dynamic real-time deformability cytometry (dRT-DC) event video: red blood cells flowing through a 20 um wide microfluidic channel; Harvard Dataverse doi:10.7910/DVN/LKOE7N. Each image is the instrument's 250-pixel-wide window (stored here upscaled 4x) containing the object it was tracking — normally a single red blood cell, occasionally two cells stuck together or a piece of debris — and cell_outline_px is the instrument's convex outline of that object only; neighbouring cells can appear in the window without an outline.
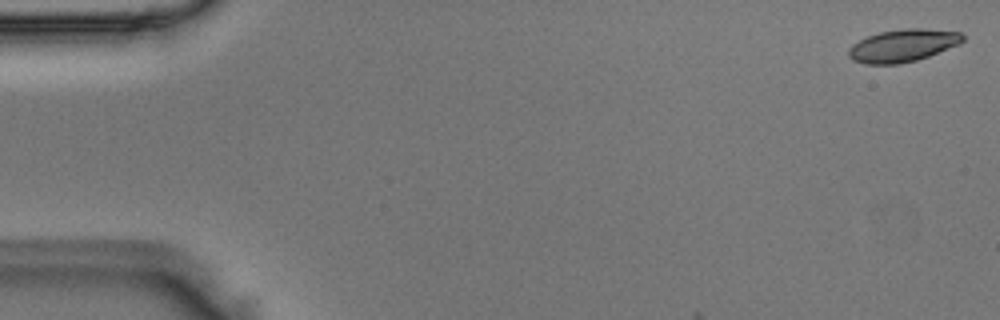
{"species": "Egyptian fruit bat (a non-hibernating species)", "species_latin": "Rousettus aegyptiacus", "temperature_condition": "room temperature", "stored_images_in_passage": 7, "camera_frame_rate_fps": 3000, "um_per_image_px": 0.085, "animal": {"sex": "male"}, "frame": {"image": 1, "passage_image": 1, "time_ms": 0.0, "image_size_px": [1000, 320], "cell_outline_px": [[964, 40], [960, 44], [928, 56], [916, 60], [896, 64], [864, 64], [852, 60], [848, 56], [848, 48], [852, 44], [868, 36], [880, 32], [904, 28], [924, 28], [960, 32], [964, 36]], "centroid_in_image_um": [76.73, 3.87], "position_along_channel_um": 8.3, "area_um2": 21.68}}